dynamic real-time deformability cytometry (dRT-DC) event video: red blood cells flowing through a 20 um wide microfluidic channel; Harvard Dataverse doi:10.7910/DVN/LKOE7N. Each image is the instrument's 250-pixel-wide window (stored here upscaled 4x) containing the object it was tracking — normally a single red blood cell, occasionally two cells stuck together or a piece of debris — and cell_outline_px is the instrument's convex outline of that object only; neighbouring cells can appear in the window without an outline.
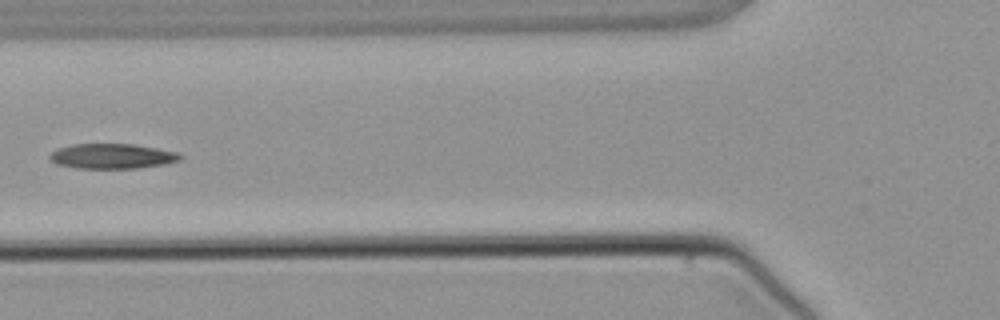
{"species": "common noctule bat (a hibernating species)", "species_latin": "Nyctalus noctula", "temperature_condition": "warm", "stored_images_in_passage": 5, "camera_frame_rate_fps": 3000, "um_per_image_px": 0.085, "animal": {"sex": "male", "body_mass_g": 21.5, "forearm_length_mm": 52.0}, "frame": {"image": 1, "passage_image": 5, "time_ms": 4.667, "image_size_px": [1000, 320], "cell_outline_px": [[184, 156], [180, 160], [164, 164], [136, 168], [76, 168], [56, 164], [48, 156], [52, 152], [60, 148], [72, 144], [132, 144], [156, 148], [176, 152]], "centroid_in_image_um": [9.53, 13.27], "position_along_channel_um": 116.3, "area_um2": 18.84}}